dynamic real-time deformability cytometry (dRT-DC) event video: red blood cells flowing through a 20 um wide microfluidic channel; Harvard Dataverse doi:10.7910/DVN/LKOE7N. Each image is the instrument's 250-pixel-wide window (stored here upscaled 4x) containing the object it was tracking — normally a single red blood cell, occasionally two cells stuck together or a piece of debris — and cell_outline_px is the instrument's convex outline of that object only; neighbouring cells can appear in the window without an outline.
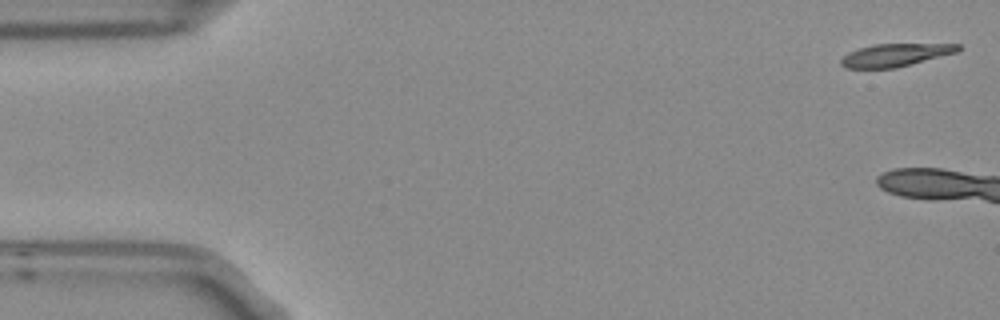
{"species": "Egyptian fruit bat (a non-hibernating species)", "species_latin": "Rousettus aegyptiacus", "temperature_condition": "room temperature", "stored_images_in_passage": 5, "segment_of_instrument_passage": [2, 2], "camera_frame_rate_fps": 3000, "um_per_image_px": 0.085, "frame": {"image": 1, "passage_image": 5, "time_ms": 1.333, "image_size_px": [1000, 320], "cell_outline_px": [[960, 48], [956, 52], [896, 68], [844, 68], [840, 64], [840, 60], [848, 52], [872, 44], [960, 44]], "centroid_in_image_um": [76.05, 4.68], "position_along_channel_um": 9.0, "area_um2": 15.37}}